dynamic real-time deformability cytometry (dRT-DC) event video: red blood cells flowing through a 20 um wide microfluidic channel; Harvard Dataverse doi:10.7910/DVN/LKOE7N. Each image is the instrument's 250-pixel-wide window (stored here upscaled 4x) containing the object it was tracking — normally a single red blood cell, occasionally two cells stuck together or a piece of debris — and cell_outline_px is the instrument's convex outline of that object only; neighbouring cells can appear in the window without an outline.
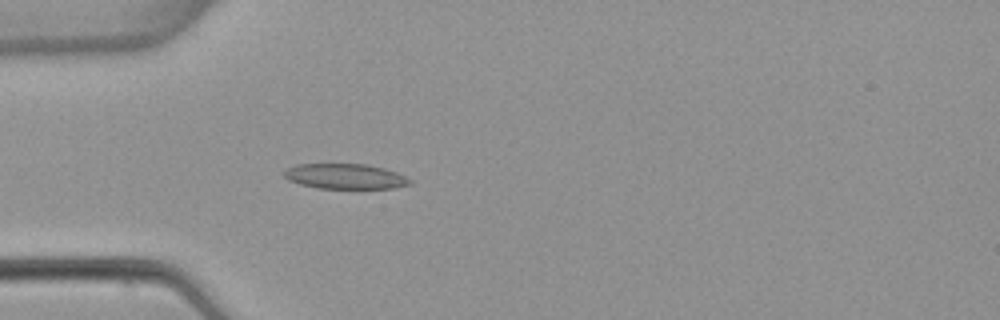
{"species": "common noctule bat (a hibernating species)", "species_latin": "Nyctalus noctula", "temperature_condition": "warm", "stored_images_in_passage": 4, "camera_frame_rate_fps": 3000, "um_per_image_px": 0.085, "animal": {"sex": "female", "body_mass_g": 22.7, "forearm_length_mm": 54.2}, "frame": {"image": 1, "passage_image": 4, "time_ms": 3.667, "image_size_px": [1000, 320], "cell_outline_px": [[412, 184], [396, 188], [316, 188], [300, 184], [288, 180], [284, 176], [284, 172], [288, 168], [296, 164], [368, 164], [384, 168], [396, 172], [412, 180]], "centroid_in_image_um": [29.36, 14.99], "position_along_channel_um": 55.6, "area_um2": 18.5}}